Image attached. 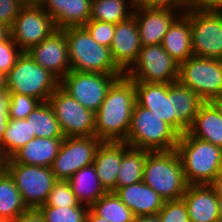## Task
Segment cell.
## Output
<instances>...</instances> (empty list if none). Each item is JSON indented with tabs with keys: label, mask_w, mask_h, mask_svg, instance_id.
<instances>
[{
	"label": "cell",
	"mask_w": 222,
	"mask_h": 222,
	"mask_svg": "<svg viewBox=\"0 0 222 222\" xmlns=\"http://www.w3.org/2000/svg\"><path fill=\"white\" fill-rule=\"evenodd\" d=\"M161 46L179 65L193 56L189 10L182 12L172 22Z\"/></svg>",
	"instance_id": "obj_22"
},
{
	"label": "cell",
	"mask_w": 222,
	"mask_h": 222,
	"mask_svg": "<svg viewBox=\"0 0 222 222\" xmlns=\"http://www.w3.org/2000/svg\"><path fill=\"white\" fill-rule=\"evenodd\" d=\"M186 10L222 12V0H186Z\"/></svg>",
	"instance_id": "obj_42"
},
{
	"label": "cell",
	"mask_w": 222,
	"mask_h": 222,
	"mask_svg": "<svg viewBox=\"0 0 222 222\" xmlns=\"http://www.w3.org/2000/svg\"><path fill=\"white\" fill-rule=\"evenodd\" d=\"M45 222H86L89 207L79 204L77 207H40Z\"/></svg>",
	"instance_id": "obj_34"
},
{
	"label": "cell",
	"mask_w": 222,
	"mask_h": 222,
	"mask_svg": "<svg viewBox=\"0 0 222 222\" xmlns=\"http://www.w3.org/2000/svg\"><path fill=\"white\" fill-rule=\"evenodd\" d=\"M209 185L214 189L216 195H222V176H216Z\"/></svg>",
	"instance_id": "obj_46"
},
{
	"label": "cell",
	"mask_w": 222,
	"mask_h": 222,
	"mask_svg": "<svg viewBox=\"0 0 222 222\" xmlns=\"http://www.w3.org/2000/svg\"><path fill=\"white\" fill-rule=\"evenodd\" d=\"M67 181L79 203L89 208L107 193L93 164L81 168Z\"/></svg>",
	"instance_id": "obj_26"
},
{
	"label": "cell",
	"mask_w": 222,
	"mask_h": 222,
	"mask_svg": "<svg viewBox=\"0 0 222 222\" xmlns=\"http://www.w3.org/2000/svg\"><path fill=\"white\" fill-rule=\"evenodd\" d=\"M79 201L71 190L68 181L57 180L49 193L46 203L41 207H77Z\"/></svg>",
	"instance_id": "obj_35"
},
{
	"label": "cell",
	"mask_w": 222,
	"mask_h": 222,
	"mask_svg": "<svg viewBox=\"0 0 222 222\" xmlns=\"http://www.w3.org/2000/svg\"><path fill=\"white\" fill-rule=\"evenodd\" d=\"M193 56L222 60V12L189 10Z\"/></svg>",
	"instance_id": "obj_13"
},
{
	"label": "cell",
	"mask_w": 222,
	"mask_h": 222,
	"mask_svg": "<svg viewBox=\"0 0 222 222\" xmlns=\"http://www.w3.org/2000/svg\"><path fill=\"white\" fill-rule=\"evenodd\" d=\"M56 30L54 19L39 4H25L9 33L17 46L26 52Z\"/></svg>",
	"instance_id": "obj_12"
},
{
	"label": "cell",
	"mask_w": 222,
	"mask_h": 222,
	"mask_svg": "<svg viewBox=\"0 0 222 222\" xmlns=\"http://www.w3.org/2000/svg\"><path fill=\"white\" fill-rule=\"evenodd\" d=\"M83 27L98 44L110 48L114 37L115 24L99 20H89Z\"/></svg>",
	"instance_id": "obj_37"
},
{
	"label": "cell",
	"mask_w": 222,
	"mask_h": 222,
	"mask_svg": "<svg viewBox=\"0 0 222 222\" xmlns=\"http://www.w3.org/2000/svg\"><path fill=\"white\" fill-rule=\"evenodd\" d=\"M182 199L186 203L190 222H219L217 195L210 185H188Z\"/></svg>",
	"instance_id": "obj_20"
},
{
	"label": "cell",
	"mask_w": 222,
	"mask_h": 222,
	"mask_svg": "<svg viewBox=\"0 0 222 222\" xmlns=\"http://www.w3.org/2000/svg\"><path fill=\"white\" fill-rule=\"evenodd\" d=\"M187 132L200 140L222 148V117L211 102H203Z\"/></svg>",
	"instance_id": "obj_25"
},
{
	"label": "cell",
	"mask_w": 222,
	"mask_h": 222,
	"mask_svg": "<svg viewBox=\"0 0 222 222\" xmlns=\"http://www.w3.org/2000/svg\"><path fill=\"white\" fill-rule=\"evenodd\" d=\"M24 5L21 0H0V24L10 29Z\"/></svg>",
	"instance_id": "obj_40"
},
{
	"label": "cell",
	"mask_w": 222,
	"mask_h": 222,
	"mask_svg": "<svg viewBox=\"0 0 222 222\" xmlns=\"http://www.w3.org/2000/svg\"><path fill=\"white\" fill-rule=\"evenodd\" d=\"M24 4H40L42 0H21Z\"/></svg>",
	"instance_id": "obj_54"
},
{
	"label": "cell",
	"mask_w": 222,
	"mask_h": 222,
	"mask_svg": "<svg viewBox=\"0 0 222 222\" xmlns=\"http://www.w3.org/2000/svg\"><path fill=\"white\" fill-rule=\"evenodd\" d=\"M133 3L138 8L186 10V0H133Z\"/></svg>",
	"instance_id": "obj_41"
},
{
	"label": "cell",
	"mask_w": 222,
	"mask_h": 222,
	"mask_svg": "<svg viewBox=\"0 0 222 222\" xmlns=\"http://www.w3.org/2000/svg\"><path fill=\"white\" fill-rule=\"evenodd\" d=\"M178 82L204 102L222 97V60L191 56L179 65Z\"/></svg>",
	"instance_id": "obj_7"
},
{
	"label": "cell",
	"mask_w": 222,
	"mask_h": 222,
	"mask_svg": "<svg viewBox=\"0 0 222 222\" xmlns=\"http://www.w3.org/2000/svg\"><path fill=\"white\" fill-rule=\"evenodd\" d=\"M34 137L35 134L31 131L30 123L26 119H9L6 131L1 139L0 149L10 158Z\"/></svg>",
	"instance_id": "obj_33"
},
{
	"label": "cell",
	"mask_w": 222,
	"mask_h": 222,
	"mask_svg": "<svg viewBox=\"0 0 222 222\" xmlns=\"http://www.w3.org/2000/svg\"><path fill=\"white\" fill-rule=\"evenodd\" d=\"M115 194L134 216L158 214L165 200L143 181L119 188Z\"/></svg>",
	"instance_id": "obj_21"
},
{
	"label": "cell",
	"mask_w": 222,
	"mask_h": 222,
	"mask_svg": "<svg viewBox=\"0 0 222 222\" xmlns=\"http://www.w3.org/2000/svg\"><path fill=\"white\" fill-rule=\"evenodd\" d=\"M135 103L133 80L125 74L118 77L95 113V137L103 142H125Z\"/></svg>",
	"instance_id": "obj_1"
},
{
	"label": "cell",
	"mask_w": 222,
	"mask_h": 222,
	"mask_svg": "<svg viewBox=\"0 0 222 222\" xmlns=\"http://www.w3.org/2000/svg\"><path fill=\"white\" fill-rule=\"evenodd\" d=\"M158 216L162 222H190L187 206L183 199L165 201Z\"/></svg>",
	"instance_id": "obj_38"
},
{
	"label": "cell",
	"mask_w": 222,
	"mask_h": 222,
	"mask_svg": "<svg viewBox=\"0 0 222 222\" xmlns=\"http://www.w3.org/2000/svg\"><path fill=\"white\" fill-rule=\"evenodd\" d=\"M141 48L138 25L134 15L115 24L114 37L110 46L111 57L124 74L136 62Z\"/></svg>",
	"instance_id": "obj_17"
},
{
	"label": "cell",
	"mask_w": 222,
	"mask_h": 222,
	"mask_svg": "<svg viewBox=\"0 0 222 222\" xmlns=\"http://www.w3.org/2000/svg\"><path fill=\"white\" fill-rule=\"evenodd\" d=\"M149 152V150L130 147L123 142V155L118 171L116 191L142 181L144 163Z\"/></svg>",
	"instance_id": "obj_28"
},
{
	"label": "cell",
	"mask_w": 222,
	"mask_h": 222,
	"mask_svg": "<svg viewBox=\"0 0 222 222\" xmlns=\"http://www.w3.org/2000/svg\"><path fill=\"white\" fill-rule=\"evenodd\" d=\"M142 181L165 201L182 199L189 185L176 150L150 151L144 163Z\"/></svg>",
	"instance_id": "obj_2"
},
{
	"label": "cell",
	"mask_w": 222,
	"mask_h": 222,
	"mask_svg": "<svg viewBox=\"0 0 222 222\" xmlns=\"http://www.w3.org/2000/svg\"><path fill=\"white\" fill-rule=\"evenodd\" d=\"M33 60L61 81L71 71L64 29H57L26 51Z\"/></svg>",
	"instance_id": "obj_15"
},
{
	"label": "cell",
	"mask_w": 222,
	"mask_h": 222,
	"mask_svg": "<svg viewBox=\"0 0 222 222\" xmlns=\"http://www.w3.org/2000/svg\"><path fill=\"white\" fill-rule=\"evenodd\" d=\"M6 89V78L5 74L0 72V91Z\"/></svg>",
	"instance_id": "obj_51"
},
{
	"label": "cell",
	"mask_w": 222,
	"mask_h": 222,
	"mask_svg": "<svg viewBox=\"0 0 222 222\" xmlns=\"http://www.w3.org/2000/svg\"><path fill=\"white\" fill-rule=\"evenodd\" d=\"M176 151L189 185H209L217 175L222 148L191 136L180 135Z\"/></svg>",
	"instance_id": "obj_5"
},
{
	"label": "cell",
	"mask_w": 222,
	"mask_h": 222,
	"mask_svg": "<svg viewBox=\"0 0 222 222\" xmlns=\"http://www.w3.org/2000/svg\"><path fill=\"white\" fill-rule=\"evenodd\" d=\"M6 89L46 102L59 87L60 81L27 53L17 58L15 66L5 75Z\"/></svg>",
	"instance_id": "obj_6"
},
{
	"label": "cell",
	"mask_w": 222,
	"mask_h": 222,
	"mask_svg": "<svg viewBox=\"0 0 222 222\" xmlns=\"http://www.w3.org/2000/svg\"><path fill=\"white\" fill-rule=\"evenodd\" d=\"M86 222H109V221L103 218H100L89 208L87 216H86Z\"/></svg>",
	"instance_id": "obj_48"
},
{
	"label": "cell",
	"mask_w": 222,
	"mask_h": 222,
	"mask_svg": "<svg viewBox=\"0 0 222 222\" xmlns=\"http://www.w3.org/2000/svg\"><path fill=\"white\" fill-rule=\"evenodd\" d=\"M216 176H222V154H221L220 161L218 163L217 175Z\"/></svg>",
	"instance_id": "obj_53"
},
{
	"label": "cell",
	"mask_w": 222,
	"mask_h": 222,
	"mask_svg": "<svg viewBox=\"0 0 222 222\" xmlns=\"http://www.w3.org/2000/svg\"><path fill=\"white\" fill-rule=\"evenodd\" d=\"M11 222H45L43 215L38 209H28L22 213L19 217Z\"/></svg>",
	"instance_id": "obj_44"
},
{
	"label": "cell",
	"mask_w": 222,
	"mask_h": 222,
	"mask_svg": "<svg viewBox=\"0 0 222 222\" xmlns=\"http://www.w3.org/2000/svg\"><path fill=\"white\" fill-rule=\"evenodd\" d=\"M103 141L92 137H64L51 166L56 180L67 181L81 168L93 164L96 151Z\"/></svg>",
	"instance_id": "obj_14"
},
{
	"label": "cell",
	"mask_w": 222,
	"mask_h": 222,
	"mask_svg": "<svg viewBox=\"0 0 222 222\" xmlns=\"http://www.w3.org/2000/svg\"><path fill=\"white\" fill-rule=\"evenodd\" d=\"M136 103L175 129L174 83L134 82Z\"/></svg>",
	"instance_id": "obj_16"
},
{
	"label": "cell",
	"mask_w": 222,
	"mask_h": 222,
	"mask_svg": "<svg viewBox=\"0 0 222 222\" xmlns=\"http://www.w3.org/2000/svg\"><path fill=\"white\" fill-rule=\"evenodd\" d=\"M125 75L133 82L172 84L178 81L179 64L161 44L142 46L136 62Z\"/></svg>",
	"instance_id": "obj_9"
},
{
	"label": "cell",
	"mask_w": 222,
	"mask_h": 222,
	"mask_svg": "<svg viewBox=\"0 0 222 222\" xmlns=\"http://www.w3.org/2000/svg\"><path fill=\"white\" fill-rule=\"evenodd\" d=\"M180 134L150 110L135 103L125 143L149 151L176 150Z\"/></svg>",
	"instance_id": "obj_4"
},
{
	"label": "cell",
	"mask_w": 222,
	"mask_h": 222,
	"mask_svg": "<svg viewBox=\"0 0 222 222\" xmlns=\"http://www.w3.org/2000/svg\"><path fill=\"white\" fill-rule=\"evenodd\" d=\"M218 210L222 218V195H217Z\"/></svg>",
	"instance_id": "obj_52"
},
{
	"label": "cell",
	"mask_w": 222,
	"mask_h": 222,
	"mask_svg": "<svg viewBox=\"0 0 222 222\" xmlns=\"http://www.w3.org/2000/svg\"><path fill=\"white\" fill-rule=\"evenodd\" d=\"M27 210L13 178L6 171L0 176V219L13 221Z\"/></svg>",
	"instance_id": "obj_29"
},
{
	"label": "cell",
	"mask_w": 222,
	"mask_h": 222,
	"mask_svg": "<svg viewBox=\"0 0 222 222\" xmlns=\"http://www.w3.org/2000/svg\"><path fill=\"white\" fill-rule=\"evenodd\" d=\"M204 101L190 88L174 83L175 130L184 134L191 127L200 105Z\"/></svg>",
	"instance_id": "obj_27"
},
{
	"label": "cell",
	"mask_w": 222,
	"mask_h": 222,
	"mask_svg": "<svg viewBox=\"0 0 222 222\" xmlns=\"http://www.w3.org/2000/svg\"><path fill=\"white\" fill-rule=\"evenodd\" d=\"M184 11L134 7L142 46L161 44L172 22Z\"/></svg>",
	"instance_id": "obj_18"
},
{
	"label": "cell",
	"mask_w": 222,
	"mask_h": 222,
	"mask_svg": "<svg viewBox=\"0 0 222 222\" xmlns=\"http://www.w3.org/2000/svg\"><path fill=\"white\" fill-rule=\"evenodd\" d=\"M35 137L64 138L54 111L48 101L40 102L26 118Z\"/></svg>",
	"instance_id": "obj_30"
},
{
	"label": "cell",
	"mask_w": 222,
	"mask_h": 222,
	"mask_svg": "<svg viewBox=\"0 0 222 222\" xmlns=\"http://www.w3.org/2000/svg\"><path fill=\"white\" fill-rule=\"evenodd\" d=\"M63 139L34 137L18 149L10 159L19 164L51 167Z\"/></svg>",
	"instance_id": "obj_24"
},
{
	"label": "cell",
	"mask_w": 222,
	"mask_h": 222,
	"mask_svg": "<svg viewBox=\"0 0 222 222\" xmlns=\"http://www.w3.org/2000/svg\"><path fill=\"white\" fill-rule=\"evenodd\" d=\"M90 209L109 222H134L133 212L125 206L114 192L105 193Z\"/></svg>",
	"instance_id": "obj_32"
},
{
	"label": "cell",
	"mask_w": 222,
	"mask_h": 222,
	"mask_svg": "<svg viewBox=\"0 0 222 222\" xmlns=\"http://www.w3.org/2000/svg\"><path fill=\"white\" fill-rule=\"evenodd\" d=\"M133 0H92L90 20L118 24L133 15Z\"/></svg>",
	"instance_id": "obj_31"
},
{
	"label": "cell",
	"mask_w": 222,
	"mask_h": 222,
	"mask_svg": "<svg viewBox=\"0 0 222 222\" xmlns=\"http://www.w3.org/2000/svg\"><path fill=\"white\" fill-rule=\"evenodd\" d=\"M64 137L95 136V113L83 107L60 86L49 97Z\"/></svg>",
	"instance_id": "obj_10"
},
{
	"label": "cell",
	"mask_w": 222,
	"mask_h": 222,
	"mask_svg": "<svg viewBox=\"0 0 222 222\" xmlns=\"http://www.w3.org/2000/svg\"><path fill=\"white\" fill-rule=\"evenodd\" d=\"M53 19L57 29L84 26L91 16L92 0H42L39 4Z\"/></svg>",
	"instance_id": "obj_19"
},
{
	"label": "cell",
	"mask_w": 222,
	"mask_h": 222,
	"mask_svg": "<svg viewBox=\"0 0 222 222\" xmlns=\"http://www.w3.org/2000/svg\"><path fill=\"white\" fill-rule=\"evenodd\" d=\"M40 102L37 98L28 95L10 93L9 118L26 119Z\"/></svg>",
	"instance_id": "obj_36"
},
{
	"label": "cell",
	"mask_w": 222,
	"mask_h": 222,
	"mask_svg": "<svg viewBox=\"0 0 222 222\" xmlns=\"http://www.w3.org/2000/svg\"><path fill=\"white\" fill-rule=\"evenodd\" d=\"M134 222H162L158 214L136 216Z\"/></svg>",
	"instance_id": "obj_45"
},
{
	"label": "cell",
	"mask_w": 222,
	"mask_h": 222,
	"mask_svg": "<svg viewBox=\"0 0 222 222\" xmlns=\"http://www.w3.org/2000/svg\"><path fill=\"white\" fill-rule=\"evenodd\" d=\"M71 70L124 74L113 62L110 48L98 44L83 27L64 28Z\"/></svg>",
	"instance_id": "obj_3"
},
{
	"label": "cell",
	"mask_w": 222,
	"mask_h": 222,
	"mask_svg": "<svg viewBox=\"0 0 222 222\" xmlns=\"http://www.w3.org/2000/svg\"><path fill=\"white\" fill-rule=\"evenodd\" d=\"M0 222H11V221L0 219Z\"/></svg>",
	"instance_id": "obj_55"
},
{
	"label": "cell",
	"mask_w": 222,
	"mask_h": 222,
	"mask_svg": "<svg viewBox=\"0 0 222 222\" xmlns=\"http://www.w3.org/2000/svg\"><path fill=\"white\" fill-rule=\"evenodd\" d=\"M124 74L69 71L59 86L83 107L96 113L113 82Z\"/></svg>",
	"instance_id": "obj_11"
},
{
	"label": "cell",
	"mask_w": 222,
	"mask_h": 222,
	"mask_svg": "<svg viewBox=\"0 0 222 222\" xmlns=\"http://www.w3.org/2000/svg\"><path fill=\"white\" fill-rule=\"evenodd\" d=\"M7 172L13 178L27 209L43 206L57 181L51 167L25 165L7 160Z\"/></svg>",
	"instance_id": "obj_8"
},
{
	"label": "cell",
	"mask_w": 222,
	"mask_h": 222,
	"mask_svg": "<svg viewBox=\"0 0 222 222\" xmlns=\"http://www.w3.org/2000/svg\"><path fill=\"white\" fill-rule=\"evenodd\" d=\"M218 109L220 116L222 117V97L216 98L211 101Z\"/></svg>",
	"instance_id": "obj_50"
},
{
	"label": "cell",
	"mask_w": 222,
	"mask_h": 222,
	"mask_svg": "<svg viewBox=\"0 0 222 222\" xmlns=\"http://www.w3.org/2000/svg\"><path fill=\"white\" fill-rule=\"evenodd\" d=\"M7 160L8 157L0 149V176H2L7 171Z\"/></svg>",
	"instance_id": "obj_47"
},
{
	"label": "cell",
	"mask_w": 222,
	"mask_h": 222,
	"mask_svg": "<svg viewBox=\"0 0 222 222\" xmlns=\"http://www.w3.org/2000/svg\"><path fill=\"white\" fill-rule=\"evenodd\" d=\"M9 35V28L0 24V42H3Z\"/></svg>",
	"instance_id": "obj_49"
},
{
	"label": "cell",
	"mask_w": 222,
	"mask_h": 222,
	"mask_svg": "<svg viewBox=\"0 0 222 222\" xmlns=\"http://www.w3.org/2000/svg\"><path fill=\"white\" fill-rule=\"evenodd\" d=\"M22 52L10 35L0 42V72L6 75L15 66Z\"/></svg>",
	"instance_id": "obj_39"
},
{
	"label": "cell",
	"mask_w": 222,
	"mask_h": 222,
	"mask_svg": "<svg viewBox=\"0 0 222 222\" xmlns=\"http://www.w3.org/2000/svg\"><path fill=\"white\" fill-rule=\"evenodd\" d=\"M122 155L123 142H102L96 151L93 165L103 188L107 192H116Z\"/></svg>",
	"instance_id": "obj_23"
},
{
	"label": "cell",
	"mask_w": 222,
	"mask_h": 222,
	"mask_svg": "<svg viewBox=\"0 0 222 222\" xmlns=\"http://www.w3.org/2000/svg\"><path fill=\"white\" fill-rule=\"evenodd\" d=\"M10 92L5 89L0 91V143L9 122Z\"/></svg>",
	"instance_id": "obj_43"
}]
</instances>
